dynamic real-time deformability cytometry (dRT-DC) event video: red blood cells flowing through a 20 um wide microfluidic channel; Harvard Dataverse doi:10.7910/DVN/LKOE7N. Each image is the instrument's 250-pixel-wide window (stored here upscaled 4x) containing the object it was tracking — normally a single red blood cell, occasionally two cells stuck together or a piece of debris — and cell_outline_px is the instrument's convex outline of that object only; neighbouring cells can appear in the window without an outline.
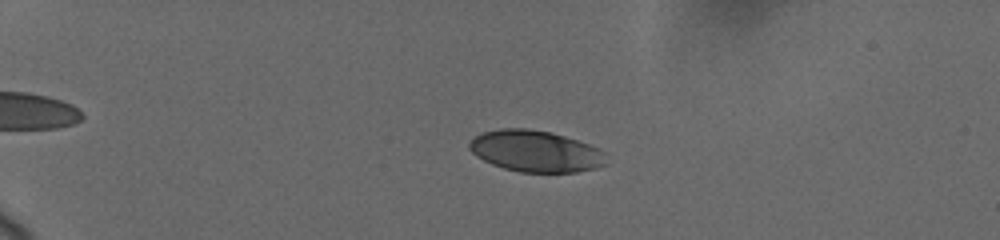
{"species": "human", "species_latin": "Homo sapiens", "temperature_condition": "cold", "stored_images_in_passage": 41, "camera_frame_rate_fps": 3000, "um_per_image_px": 0.085, "donor": {"sex": "female"}, "frame": {"image": 1, "passage_image": 8, "time_ms": 4.333, "image_size_px": [1000, 240], "cell_outline_px": [[604, 164], [596, 168], [576, 172], [520, 172], [504, 168], [492, 164], [476, 156], [468, 148], [468, 144], [476, 136], [484, 132], [500, 128], [528, 128], [552, 132], [600, 148], [604, 152]], "centroid_in_image_um": [45.5, 12.84], "position_along_channel_um": 39.5, "area_um2": 32.89}}
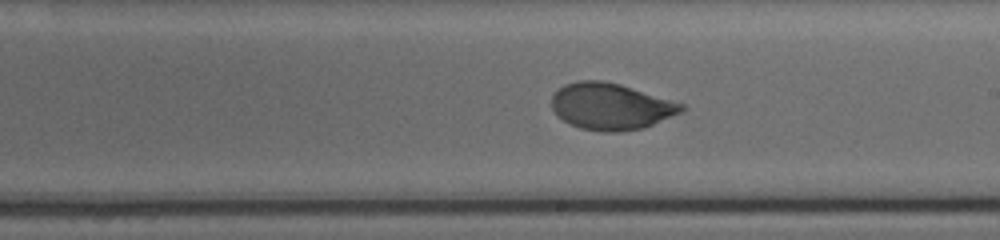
{"frame": {"image": 2, "passage_image": 25, "time_ms": 11.667, "image_size_px": [1000, 240], "cell_outline_px": [[684, 108], [680, 112], [644, 128], [620, 132], [604, 132], [580, 128], [564, 120], [552, 108], [552, 96], [564, 84], [580, 80], [600, 80], [620, 84], [684, 104]], "centroid_in_image_um": [51.92, 9.04], "position_along_channel_um": 237.1, "area_um2": 34.8}}
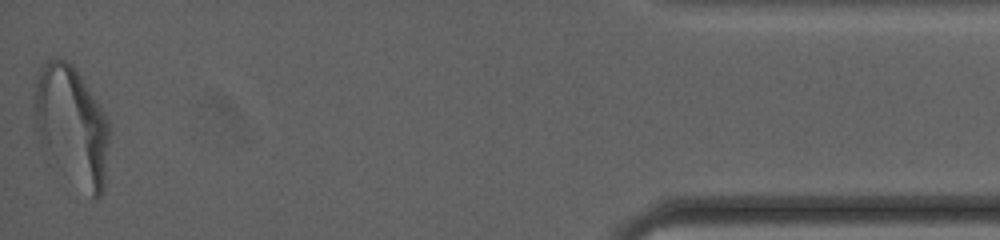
{"frame": {"image": 3, "passage_image": 41, "time_ms": 18.667, "image_size_px": [1000, 240], "cell_outline_px": [[108, 140], [104, 188], [100, 196], [96, 200], [48, 164], [40, 148], [32, 128], [32, 104], [36, 80], [44, 64], [48, 60], [64, 60], [72, 64], [104, 112], [108, 120]], "centroid_in_image_um": [6.0, 10.76], "position_along_channel_um": 429.2, "area_um2": 53.29}, "authors_computed_cell_mechanics": {"area_um2": 34.9112, "velocity_mm_per_s": 3.6846, "shape_relaxation_time_tau1_ms": 3.2774, "shape_relaxation_time_tau2_ms": null, "deformation_change_tau1": 0.146, "deformation_change_tau2": null}}